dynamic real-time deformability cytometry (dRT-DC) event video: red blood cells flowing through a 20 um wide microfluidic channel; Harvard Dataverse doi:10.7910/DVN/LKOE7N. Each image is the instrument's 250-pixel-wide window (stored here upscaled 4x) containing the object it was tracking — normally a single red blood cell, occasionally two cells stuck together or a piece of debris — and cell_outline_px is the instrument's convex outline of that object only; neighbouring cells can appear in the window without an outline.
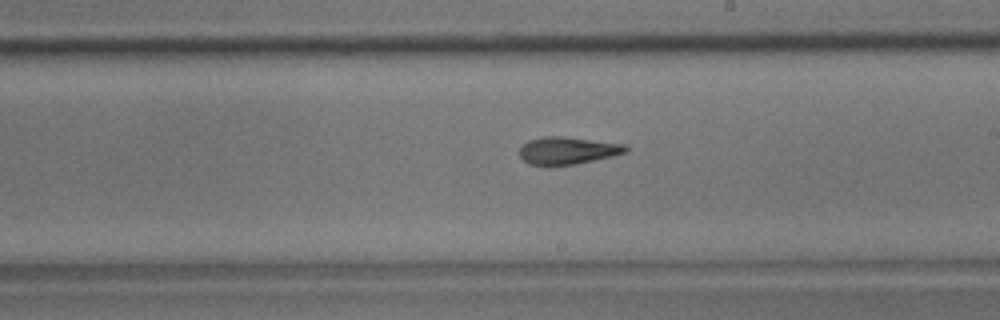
{"species": "common noctule bat (a hibernating species)", "species_latin": "Nyctalus noctula", "temperature_condition": "room temperature", "stored_images_in_passage": 11, "camera_frame_rate_fps": 3000, "um_per_image_px": 0.085, "animal": {"sex": "male", "body_mass_g": 17.9}, "frame": {"image": 1, "passage_image": 10, "time_ms": 3.0, "image_size_px": [1000, 320], "cell_outline_px": [[628, 152], [612, 156], [572, 164], [528, 164], [520, 156], [520, 148], [528, 140], [544, 136], [564, 136], [624, 144], [628, 148]], "centroid_in_image_um": [48.25, 12.77], "position_along_channel_um": 240.7, "area_um2": 16.59}}
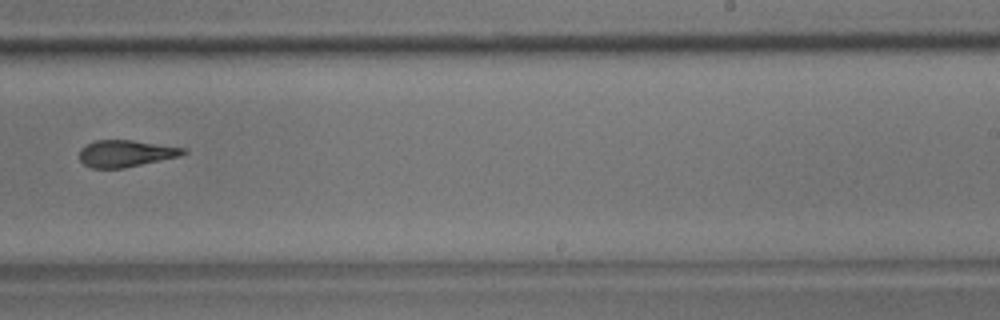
{"frame": {"image": 2, "passage_image": 11, "time_ms": 3.333, "image_size_px": [1000, 320], "cell_outline_px": [[188, 152], [180, 156], [124, 168], [92, 168], [84, 164], [80, 160], [80, 148], [96, 140], [132, 140], [188, 148]], "centroid_in_image_um": [10.72, 13.04], "position_along_channel_um": 278.3, "area_um2": 16.24}}